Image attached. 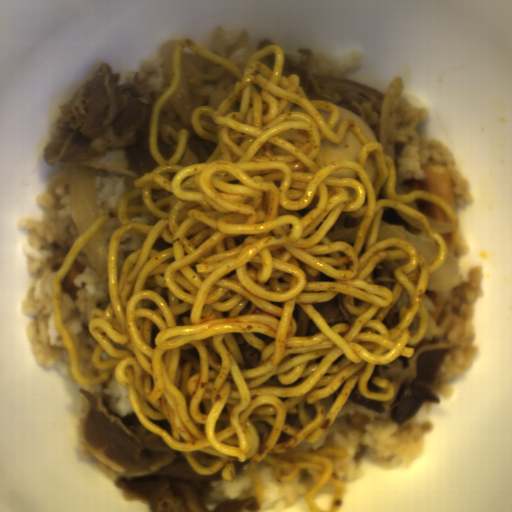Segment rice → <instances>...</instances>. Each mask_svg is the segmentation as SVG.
Masks as SVG:
<instances>
[{
  "mask_svg": "<svg viewBox=\"0 0 512 512\" xmlns=\"http://www.w3.org/2000/svg\"><path fill=\"white\" fill-rule=\"evenodd\" d=\"M70 176L58 187L37 197L43 209L39 220L21 217L19 227L28 231V240L21 247L26 256L27 268L35 281L21 302L24 315L32 317L25 327L34 358L47 368H57L74 383L70 357L65 347L56 346L62 339L55 327L52 304V280L56 273L52 263L65 257L78 238L70 203Z\"/></svg>",
  "mask_w": 512,
  "mask_h": 512,
  "instance_id": "rice-1",
  "label": "rice"
},
{
  "mask_svg": "<svg viewBox=\"0 0 512 512\" xmlns=\"http://www.w3.org/2000/svg\"><path fill=\"white\" fill-rule=\"evenodd\" d=\"M431 423L413 417L397 424L392 413H380L346 401L333 423L315 442H300L295 449L322 447L341 449L347 455H330L332 475L339 481H354L363 476V461L384 469L399 468L418 458L425 449L424 436Z\"/></svg>",
  "mask_w": 512,
  "mask_h": 512,
  "instance_id": "rice-2",
  "label": "rice"
},
{
  "mask_svg": "<svg viewBox=\"0 0 512 512\" xmlns=\"http://www.w3.org/2000/svg\"><path fill=\"white\" fill-rule=\"evenodd\" d=\"M483 268H472L468 281L460 279L456 286L443 292H436L445 307L444 316L437 325L430 312L436 305L425 294L422 303L428 314V321L422 338L430 340L433 337L440 341H449L448 355L444 359L433 386L434 394L441 398L452 399L455 395L449 382L450 379L471 368L472 359L478 354L479 348L474 342L472 323L473 307L483 297L484 282Z\"/></svg>",
  "mask_w": 512,
  "mask_h": 512,
  "instance_id": "rice-3",
  "label": "rice"
},
{
  "mask_svg": "<svg viewBox=\"0 0 512 512\" xmlns=\"http://www.w3.org/2000/svg\"><path fill=\"white\" fill-rule=\"evenodd\" d=\"M428 116L426 108L414 107L399 97L394 126L395 193L412 192L411 180H422L428 166H442L450 176L455 206L465 207L473 201L468 192L471 183L455 168V154L439 139L418 132Z\"/></svg>",
  "mask_w": 512,
  "mask_h": 512,
  "instance_id": "rice-4",
  "label": "rice"
},
{
  "mask_svg": "<svg viewBox=\"0 0 512 512\" xmlns=\"http://www.w3.org/2000/svg\"><path fill=\"white\" fill-rule=\"evenodd\" d=\"M84 265V270L73 281L78 286L76 297L72 298L59 285V301L62 321L69 333L73 348L95 350L99 345L91 335L90 311H106L111 303L108 284L98 273L83 245L76 257Z\"/></svg>",
  "mask_w": 512,
  "mask_h": 512,
  "instance_id": "rice-5",
  "label": "rice"
},
{
  "mask_svg": "<svg viewBox=\"0 0 512 512\" xmlns=\"http://www.w3.org/2000/svg\"><path fill=\"white\" fill-rule=\"evenodd\" d=\"M94 171L96 198L102 215L118 207L121 197L134 187L140 177L133 171L122 149L106 151L81 160Z\"/></svg>",
  "mask_w": 512,
  "mask_h": 512,
  "instance_id": "rice-6",
  "label": "rice"
},
{
  "mask_svg": "<svg viewBox=\"0 0 512 512\" xmlns=\"http://www.w3.org/2000/svg\"><path fill=\"white\" fill-rule=\"evenodd\" d=\"M263 484V497L259 512L282 511L289 505L305 499L307 492L320 479L319 472L310 468H299L290 482H278L273 476V465L261 460L256 463Z\"/></svg>",
  "mask_w": 512,
  "mask_h": 512,
  "instance_id": "rice-7",
  "label": "rice"
},
{
  "mask_svg": "<svg viewBox=\"0 0 512 512\" xmlns=\"http://www.w3.org/2000/svg\"><path fill=\"white\" fill-rule=\"evenodd\" d=\"M250 462L243 465L241 472L235 475L234 481L217 480L212 482L211 492L205 499L207 511H212L222 502L256 498Z\"/></svg>",
  "mask_w": 512,
  "mask_h": 512,
  "instance_id": "rice-8",
  "label": "rice"
},
{
  "mask_svg": "<svg viewBox=\"0 0 512 512\" xmlns=\"http://www.w3.org/2000/svg\"><path fill=\"white\" fill-rule=\"evenodd\" d=\"M362 65L361 48L343 52L320 51L313 54L312 70L314 74L343 80L348 71Z\"/></svg>",
  "mask_w": 512,
  "mask_h": 512,
  "instance_id": "rice-9",
  "label": "rice"
},
{
  "mask_svg": "<svg viewBox=\"0 0 512 512\" xmlns=\"http://www.w3.org/2000/svg\"><path fill=\"white\" fill-rule=\"evenodd\" d=\"M137 73H139L142 78L148 80L149 84L155 88L160 97L163 95L169 86L165 71L163 45L142 60L137 69L129 70L125 76L124 85L131 83Z\"/></svg>",
  "mask_w": 512,
  "mask_h": 512,
  "instance_id": "rice-10",
  "label": "rice"
},
{
  "mask_svg": "<svg viewBox=\"0 0 512 512\" xmlns=\"http://www.w3.org/2000/svg\"><path fill=\"white\" fill-rule=\"evenodd\" d=\"M86 390L94 396H111V408L121 416L130 415L134 411L127 387L119 385L116 379L115 367L110 368L107 379L96 385H86Z\"/></svg>",
  "mask_w": 512,
  "mask_h": 512,
  "instance_id": "rice-11",
  "label": "rice"
},
{
  "mask_svg": "<svg viewBox=\"0 0 512 512\" xmlns=\"http://www.w3.org/2000/svg\"><path fill=\"white\" fill-rule=\"evenodd\" d=\"M181 129L190 131L189 138L197 134L194 127L185 122L171 96L160 111L156 134H162L165 142L179 143Z\"/></svg>",
  "mask_w": 512,
  "mask_h": 512,
  "instance_id": "rice-12",
  "label": "rice"
},
{
  "mask_svg": "<svg viewBox=\"0 0 512 512\" xmlns=\"http://www.w3.org/2000/svg\"><path fill=\"white\" fill-rule=\"evenodd\" d=\"M237 80V77L227 71L223 76L202 84L197 91L198 96L202 97L207 106L217 111L223 102L231 96Z\"/></svg>",
  "mask_w": 512,
  "mask_h": 512,
  "instance_id": "rice-13",
  "label": "rice"
},
{
  "mask_svg": "<svg viewBox=\"0 0 512 512\" xmlns=\"http://www.w3.org/2000/svg\"><path fill=\"white\" fill-rule=\"evenodd\" d=\"M259 44L260 43L253 41L245 42L244 45L236 51L229 62L242 71L250 57L259 50Z\"/></svg>",
  "mask_w": 512,
  "mask_h": 512,
  "instance_id": "rice-14",
  "label": "rice"
},
{
  "mask_svg": "<svg viewBox=\"0 0 512 512\" xmlns=\"http://www.w3.org/2000/svg\"><path fill=\"white\" fill-rule=\"evenodd\" d=\"M104 225H105L106 237H107L108 241L110 242L111 239L116 234V232L119 230L120 223L115 215V216L106 218L104 221Z\"/></svg>",
  "mask_w": 512,
  "mask_h": 512,
  "instance_id": "rice-15",
  "label": "rice"
},
{
  "mask_svg": "<svg viewBox=\"0 0 512 512\" xmlns=\"http://www.w3.org/2000/svg\"><path fill=\"white\" fill-rule=\"evenodd\" d=\"M192 164H200L193 151L186 146L185 152L182 157L179 159L176 165H192Z\"/></svg>",
  "mask_w": 512,
  "mask_h": 512,
  "instance_id": "rice-16",
  "label": "rice"
},
{
  "mask_svg": "<svg viewBox=\"0 0 512 512\" xmlns=\"http://www.w3.org/2000/svg\"><path fill=\"white\" fill-rule=\"evenodd\" d=\"M241 34L242 33L240 30L224 32V40H225L227 46L229 47L232 44H234L235 42H237Z\"/></svg>",
  "mask_w": 512,
  "mask_h": 512,
  "instance_id": "rice-17",
  "label": "rice"
},
{
  "mask_svg": "<svg viewBox=\"0 0 512 512\" xmlns=\"http://www.w3.org/2000/svg\"><path fill=\"white\" fill-rule=\"evenodd\" d=\"M200 46H203V47L207 48L208 50H210L211 52H213L214 54L219 56V54L217 52V49H216V46L214 44L213 34L209 35L207 37V39L204 41V43L202 45H200Z\"/></svg>",
  "mask_w": 512,
  "mask_h": 512,
  "instance_id": "rice-18",
  "label": "rice"
},
{
  "mask_svg": "<svg viewBox=\"0 0 512 512\" xmlns=\"http://www.w3.org/2000/svg\"><path fill=\"white\" fill-rule=\"evenodd\" d=\"M184 51V54H188V55H191V56H196V57H201V58H204L203 56H201L200 54H198L196 51H194L193 49H191L190 47H184L183 49Z\"/></svg>",
  "mask_w": 512,
  "mask_h": 512,
  "instance_id": "rice-19",
  "label": "rice"
},
{
  "mask_svg": "<svg viewBox=\"0 0 512 512\" xmlns=\"http://www.w3.org/2000/svg\"><path fill=\"white\" fill-rule=\"evenodd\" d=\"M403 204H405L406 206H408V207H410V208H412V209H415V210H417V211L421 212V210L418 208V206L415 204V202H414V201H413V202H411V203H403ZM421 213H422V212H421Z\"/></svg>",
  "mask_w": 512,
  "mask_h": 512,
  "instance_id": "rice-20",
  "label": "rice"
},
{
  "mask_svg": "<svg viewBox=\"0 0 512 512\" xmlns=\"http://www.w3.org/2000/svg\"><path fill=\"white\" fill-rule=\"evenodd\" d=\"M290 56H291L292 60H296V61L301 60V57H302V55H296V54H292Z\"/></svg>",
  "mask_w": 512,
  "mask_h": 512,
  "instance_id": "rice-21",
  "label": "rice"
}]
</instances>
